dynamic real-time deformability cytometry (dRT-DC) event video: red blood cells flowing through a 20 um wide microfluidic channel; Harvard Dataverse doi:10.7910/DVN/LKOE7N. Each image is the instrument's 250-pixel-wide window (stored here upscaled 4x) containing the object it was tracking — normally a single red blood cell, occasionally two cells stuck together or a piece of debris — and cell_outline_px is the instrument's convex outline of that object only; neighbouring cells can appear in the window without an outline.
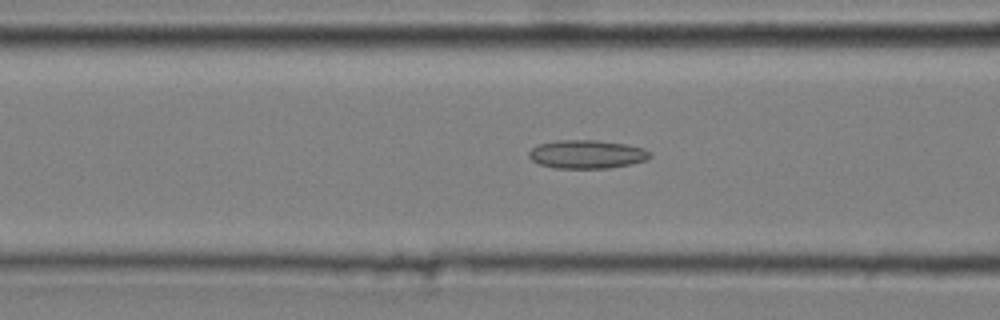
{"species": "common noctule bat (a hibernating species)", "species_latin": "Nyctalus noctula", "temperature_condition": "cold", "stored_images_in_passage": 29, "camera_frame_rate_fps": 3000, "um_per_image_px": 0.085, "animal": {"sex": "male", "body_mass_g": 20.4}, "frame": {"image": 1, "passage_image": 12, "time_ms": 3.667, "image_size_px": [1000, 320], "cell_outline_px": [[652, 156], [644, 160], [628, 164], [608, 168], [552, 168], [540, 164], [532, 160], [528, 156], [528, 152], [536, 144], [556, 140], [596, 140], [624, 144], [644, 148], [652, 152]], "centroid_in_image_um": [49.84, 13.1], "position_along_channel_um": 116.8, "area_um2": 20.11}}